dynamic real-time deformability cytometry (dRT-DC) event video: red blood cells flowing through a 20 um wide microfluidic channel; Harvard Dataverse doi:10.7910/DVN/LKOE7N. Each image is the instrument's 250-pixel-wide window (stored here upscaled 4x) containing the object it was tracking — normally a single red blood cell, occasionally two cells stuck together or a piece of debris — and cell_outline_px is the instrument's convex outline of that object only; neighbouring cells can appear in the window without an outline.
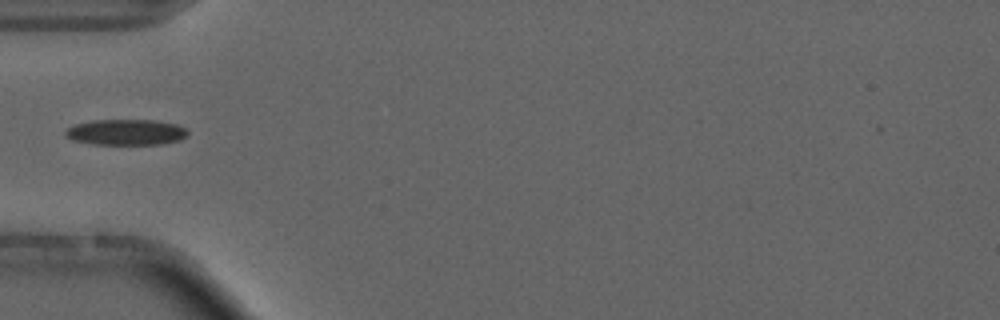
{"species": "common noctule bat (a hibernating species)", "species_latin": "Nyctalus noctula", "temperature_condition": "cold", "stored_images_in_passage": 5, "camera_frame_rate_fps": 3000, "um_per_image_px": 0.085, "animal": {"sex": "male", "forearm_length_mm": 52.5}, "frame": {"image": 1, "passage_image": 4, "time_ms": 3.667, "image_size_px": [1000, 320], "cell_outline_px": [[188, 132], [180, 140], [160, 144], [92, 144], [72, 140], [64, 136], [64, 132], [68, 128], [76, 124], [92, 120], [156, 120], [176, 124], [184, 128]], "centroid_in_image_um": [10.67, 11.23], "position_along_channel_um": 74.3, "area_um2": 18.32}}